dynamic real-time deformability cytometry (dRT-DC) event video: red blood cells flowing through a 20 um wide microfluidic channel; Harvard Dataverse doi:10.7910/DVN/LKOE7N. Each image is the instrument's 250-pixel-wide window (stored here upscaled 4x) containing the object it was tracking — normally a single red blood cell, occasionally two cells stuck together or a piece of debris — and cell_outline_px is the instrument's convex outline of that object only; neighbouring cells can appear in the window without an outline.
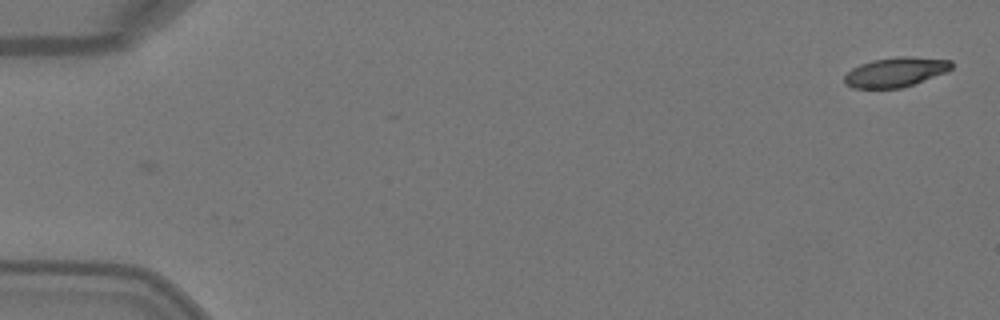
{"species": "Egyptian fruit bat (a non-hibernating species)", "species_latin": "Rousettus aegyptiacus", "temperature_condition": "warm", "stored_images_in_passage": 2, "camera_frame_rate_fps": 3000, "um_per_image_px": 0.085, "animal": {"sex": "female"}, "frame": {"image": 1, "passage_image": 2, "time_ms": 0.333, "image_size_px": [1000, 320], "cell_outline_px": [[952, 68], [948, 72], [900, 88], [852, 88], [844, 84], [844, 76], [852, 68], [860, 64], [872, 60], [900, 56], [908, 56], [952, 60]], "centroid_in_image_um": [76.12, 6.12], "position_along_channel_um": 8.9, "area_um2": 18.5}}